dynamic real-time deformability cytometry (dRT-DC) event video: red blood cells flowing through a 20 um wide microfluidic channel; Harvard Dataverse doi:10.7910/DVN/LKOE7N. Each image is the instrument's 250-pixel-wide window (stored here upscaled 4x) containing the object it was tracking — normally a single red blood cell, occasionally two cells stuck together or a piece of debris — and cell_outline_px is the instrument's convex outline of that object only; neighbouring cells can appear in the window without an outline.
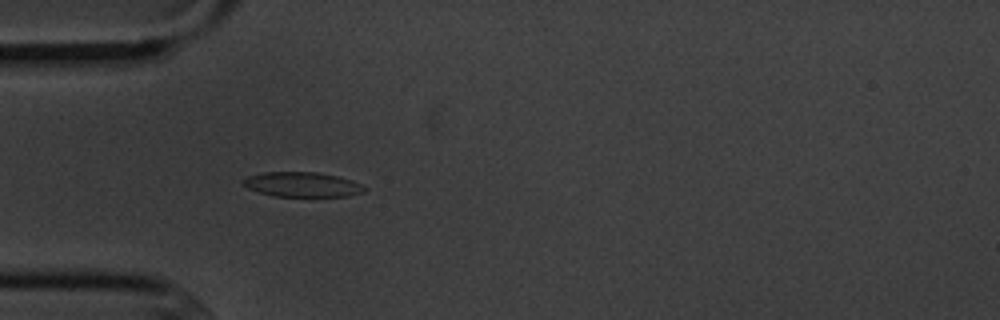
{"species": "common noctule bat (a hibernating species)", "species_latin": "Nyctalus noctula", "temperature_condition": "cold", "stored_images_in_passage": 5, "camera_frame_rate_fps": 3000, "um_per_image_px": 0.085, "animal": {"sex": "male", "body_mass_g": 20.1, "forearm_length_mm": 53.5}, "frame": {"image": 1, "passage_image": 5, "time_ms": 5.333, "image_size_px": [1000, 320], "cell_outline_px": [[368, 188], [364, 192], [348, 196], [272, 196], [248, 188], [240, 180], [244, 176], [264, 172], [316, 172], [336, 176], [352, 180]], "centroid_in_image_um": [25.66, 15.68], "position_along_channel_um": 59.3, "area_um2": 17.57}}